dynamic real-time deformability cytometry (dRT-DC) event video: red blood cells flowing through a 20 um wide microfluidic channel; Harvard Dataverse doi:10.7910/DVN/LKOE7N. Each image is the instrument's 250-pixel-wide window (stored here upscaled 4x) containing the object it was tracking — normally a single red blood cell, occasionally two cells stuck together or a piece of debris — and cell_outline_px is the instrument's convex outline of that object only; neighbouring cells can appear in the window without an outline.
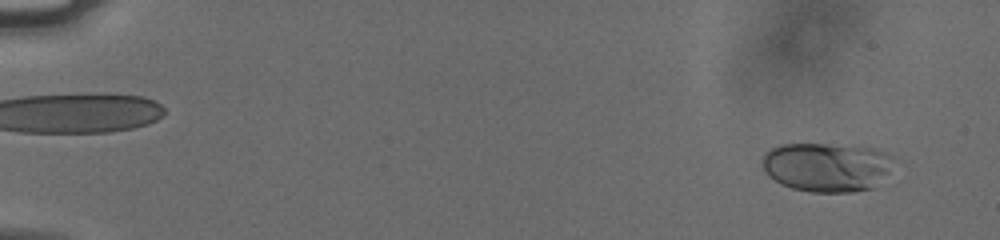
{"species": "human", "species_latin": "Homo sapiens", "temperature_condition": "cold", "stored_images_in_passage": 16, "camera_frame_rate_fps": 3000, "um_per_image_px": 0.085, "donor": {"sex": "male"}, "frame": {"image": 1, "passage_image": 2, "time_ms": 0.333, "image_size_px": [1000, 240], "cell_outline_px": [[888, 172], [872, 188], [852, 192], [812, 192], [792, 188], [768, 176], [764, 168], [764, 152], [780, 144], [860, 144], [876, 148], [888, 156]], "centroid_in_image_um": [70.24, 14.17], "position_along_channel_um": 14.8, "area_um2": 37.34}}
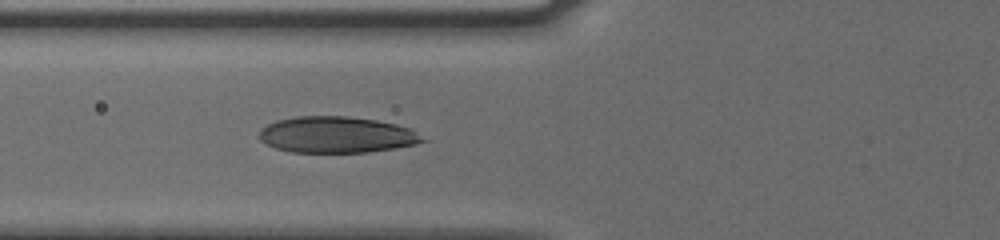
{"frame": {"image": 2, "passage_image": 14, "time_ms": 4.333, "image_size_px": [1000, 240], "cell_outline_px": [[428, 140], [416, 144], [396, 148], [368, 152], [292, 152], [276, 148], [260, 140], [260, 128], [276, 120], [296, 116], [348, 116], [376, 120], [396, 124], [408, 128], [416, 132]], "centroid_in_image_um": [28.62, 11.45], "position_along_channel_um": 97.2, "area_um2": 34.51}}
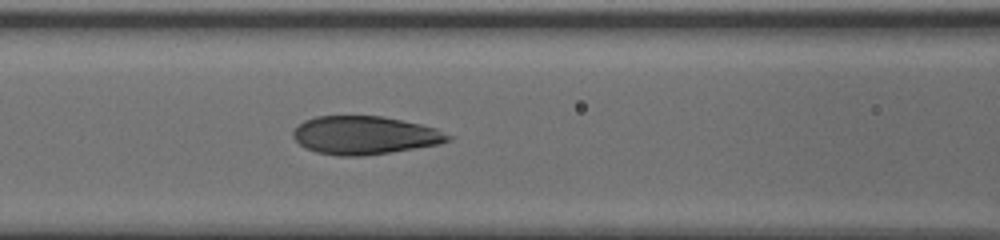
{"frame": {"image": 3, "passage_image": 16, "time_ms": 5.0, "image_size_px": [1000, 240], "cell_outline_px": [[452, 140], [440, 144], [388, 152], [360, 156], [336, 156], [316, 152], [304, 148], [292, 136], [292, 132], [304, 120], [316, 116], [380, 116], [420, 124], [436, 128], [452, 136]], "centroid_in_image_um": [30.98, 11.5], "position_along_channel_um": 135.6, "area_um2": 34.39}}